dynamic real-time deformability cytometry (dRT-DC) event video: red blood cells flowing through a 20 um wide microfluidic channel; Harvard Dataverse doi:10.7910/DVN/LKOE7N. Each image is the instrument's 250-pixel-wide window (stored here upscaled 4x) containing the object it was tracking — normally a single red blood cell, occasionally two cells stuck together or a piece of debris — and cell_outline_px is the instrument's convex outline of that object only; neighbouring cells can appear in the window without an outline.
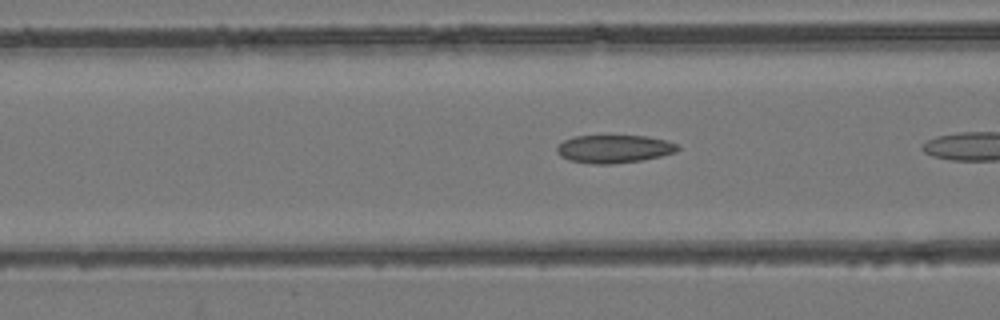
{"species": "common noctule bat (a hibernating species)", "species_latin": "Nyctalus noctula", "temperature_condition": "room temperature", "stored_images_in_passage": 16, "camera_frame_rate_fps": 3000, "um_per_image_px": 0.085, "animal": {"sex": "female", "body_mass_g": 24.6, "forearm_length_mm": 56.2}, "frame": {"image": 1, "passage_image": 16, "time_ms": 5.0, "image_size_px": [1000, 320], "cell_outline_px": [[680, 148], [676, 152], [660, 156], [640, 160], [612, 164], [592, 164], [568, 160], [560, 156], [556, 152], [556, 148], [564, 140], [576, 136], [644, 136], [668, 140], [680, 144]], "centroid_in_image_um": [52.21, 12.66], "position_along_channel_um": 114.4, "area_um2": 19.77}}